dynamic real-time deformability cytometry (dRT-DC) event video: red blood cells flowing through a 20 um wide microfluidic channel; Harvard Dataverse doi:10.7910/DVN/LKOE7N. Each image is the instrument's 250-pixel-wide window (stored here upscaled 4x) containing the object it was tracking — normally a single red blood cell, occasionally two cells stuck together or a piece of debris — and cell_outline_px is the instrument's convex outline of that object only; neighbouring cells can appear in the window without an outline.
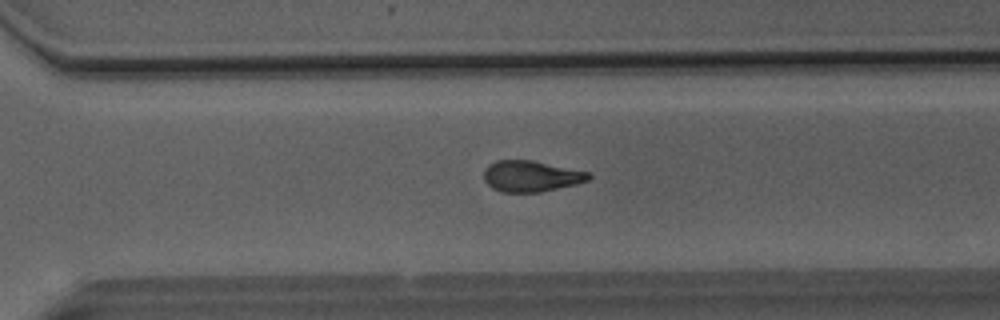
{"species": "Egyptian fruit bat (a non-hibernating species)", "species_latin": "Rousettus aegyptiacus", "temperature_condition": "room temperature", "stored_images_in_passage": 44, "camera_frame_rate_fps": 3000, "um_per_image_px": 0.085, "animal": {"sex": "male"}, "frame": {"image": 1, "passage_image": 29, "time_ms": 9.333, "image_size_px": [1000, 320], "cell_outline_px": [[592, 176], [588, 180], [576, 184], [540, 192], [500, 192], [492, 188], [484, 180], [484, 168], [488, 164], [496, 160], [532, 160], [588, 172]], "centroid_in_image_um": [45.1, 14.97], "position_along_channel_um": 325.5, "area_um2": 18.96}}
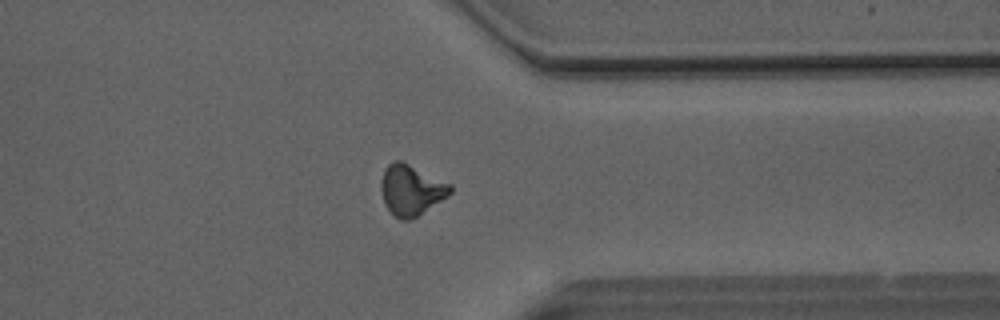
{"frame": {"image": 2, "passage_image": 33, "time_ms": 10.667, "image_size_px": [1000, 320], "cell_outline_px": [[452, 192], [448, 196], [416, 216], [408, 220], [400, 220], [384, 204], [380, 184], [384, 168], [392, 160], [400, 160], [452, 184]], "centroid_in_image_um": [34.94, 16.12], "position_along_channel_um": 376.5, "area_um2": 20.23}}
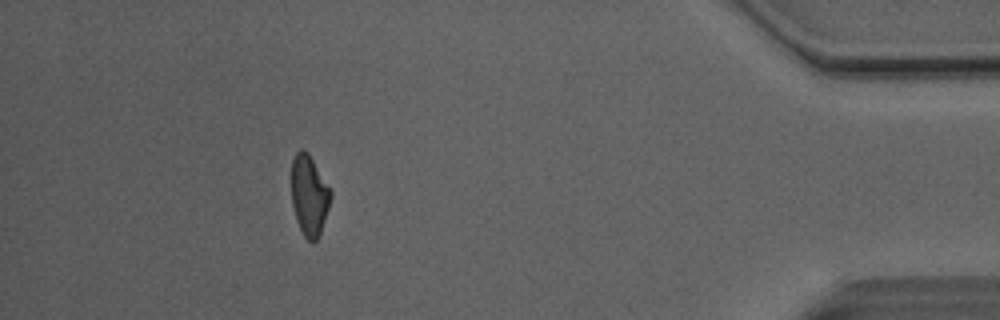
{"frame": {"image": 3, "passage_image": 39, "time_ms": 12.667, "image_size_px": [1000, 320], "cell_outline_px": [[332, 196], [320, 232], [316, 240], [308, 240], [304, 236], [296, 220], [292, 204], [292, 160], [296, 152], [300, 148], [304, 148], [308, 152], [332, 192]], "centroid_in_image_um": [26.27, 16.56], "position_along_channel_um": 408.9, "area_um2": 18.15}, "authors_computed_cell_mechanics": {"area_um2": 19.7098, "velocity_mm_per_s": 4.1354, "shape_relaxation_time_tau1_ms": 5.185, "shape_relaxation_time_tau2_ms": 2.1407, "deformation_change_tau1": 0.1803, "deformation_change_tau2": 0.0844}}